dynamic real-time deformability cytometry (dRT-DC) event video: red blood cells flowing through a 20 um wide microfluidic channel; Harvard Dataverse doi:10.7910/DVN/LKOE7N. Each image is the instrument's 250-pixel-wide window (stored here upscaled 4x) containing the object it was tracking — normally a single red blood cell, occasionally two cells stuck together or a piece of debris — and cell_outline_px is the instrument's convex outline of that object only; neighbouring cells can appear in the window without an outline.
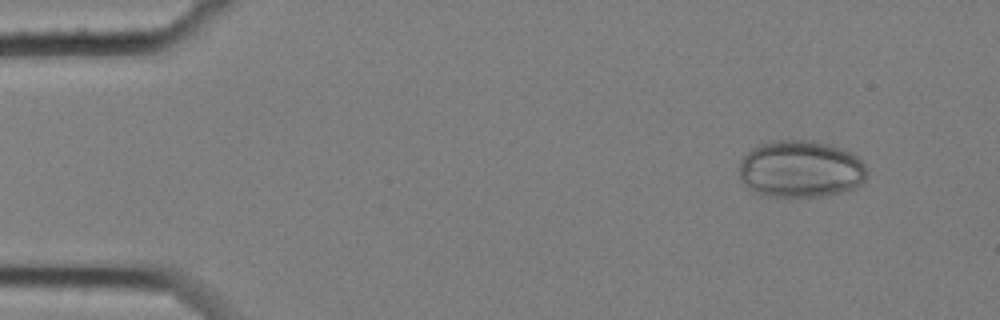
{"species": "common noctule bat (a hibernating species)", "species_latin": "Nyctalus noctula", "temperature_condition": "cold", "stored_images_in_passage": 59, "camera_frame_rate_fps": 3000, "um_per_image_px": 0.085, "animal": {"sex": "female", "body_mass_g": 25.1}, "frame": {"image": 1, "passage_image": 6, "time_ms": 1.667, "image_size_px": [1000, 320], "cell_outline_px": [[868, 172], [864, 180], [860, 184], [852, 188], [840, 192], [820, 196], [760, 196], [752, 192], [740, 180], [740, 160], [752, 148], [760, 144], [780, 140], [812, 140], [832, 144], [844, 148], [852, 152], [864, 164]], "centroid_in_image_um": [68.04, 14.36], "position_along_channel_um": 17.0, "area_um2": 42.83}}
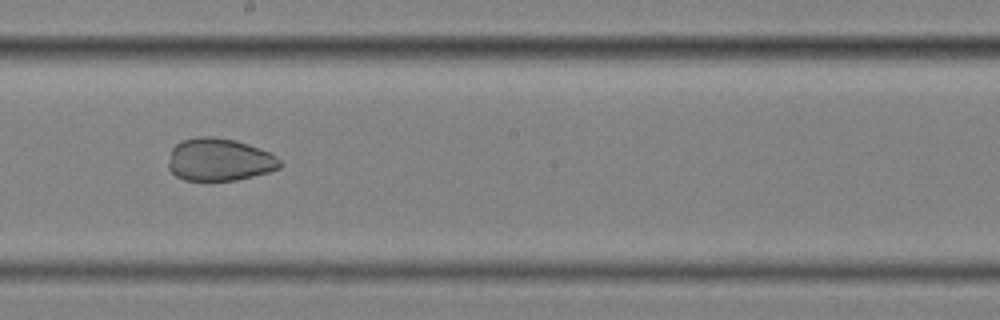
{"frame": {"image": 2, "passage_image": 33, "time_ms": 10.667, "image_size_px": [1000, 320], "cell_outline_px": [[284, 164], [280, 168], [268, 172], [236, 180], [184, 180], [176, 176], [168, 168], [168, 164], [172, 148], [180, 140], [196, 136], [212, 136], [236, 140], [260, 148], [276, 156]], "centroid_in_image_um": [18.64, 13.56], "position_along_channel_um": 229.6, "area_um2": 27.86}}
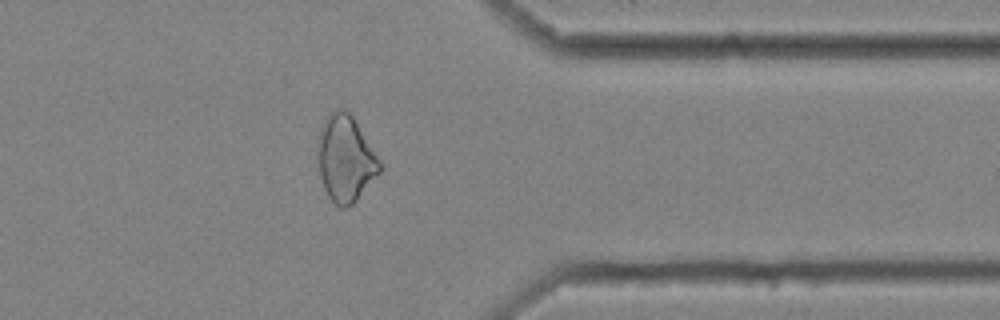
{"frame": {"image": 3, "passage_image": 47, "time_ms": 15.333, "image_size_px": [1000, 320], "cell_outline_px": [[380, 172], [356, 200], [352, 204], [344, 208], [340, 208], [328, 196], [324, 188], [320, 176], [316, 152], [316, 144], [324, 120], [336, 108], [348, 108], [380, 160]], "centroid_in_image_um": [29.34, 13.45], "position_along_channel_um": 382.1, "area_um2": 31.21}}